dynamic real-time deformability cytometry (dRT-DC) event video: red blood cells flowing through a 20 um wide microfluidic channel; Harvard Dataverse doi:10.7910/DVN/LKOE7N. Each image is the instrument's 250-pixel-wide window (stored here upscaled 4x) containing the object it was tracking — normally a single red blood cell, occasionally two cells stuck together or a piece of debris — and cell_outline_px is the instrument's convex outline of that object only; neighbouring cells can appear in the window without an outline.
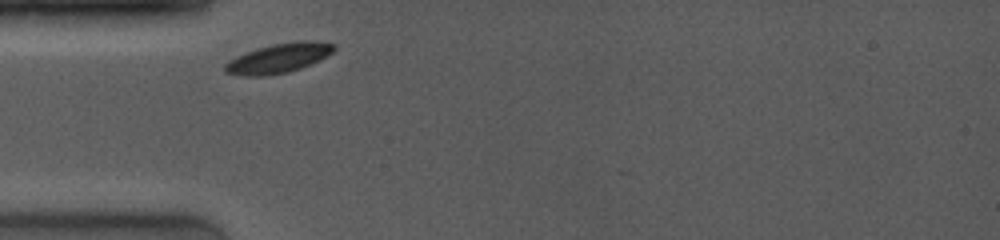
{"species": "common noctule bat (a hibernating species)", "species_latin": "Nyctalus noctula", "temperature_condition": "room temperature", "stored_images_in_passage": 8, "camera_frame_rate_fps": 4000, "um_per_image_px": 0.085, "animal": {"sex": "female", "body_mass_g": 19.0, "forearm_length_mm": 53.3}, "frame": {"image": 1, "passage_image": 1, "time_ms": 0.0, "image_size_px": [1000, 240], "cell_outline_px": [[336, 48], [332, 52], [300, 68], [288, 72], [264, 76], [248, 76], [224, 72], [224, 64], [228, 60], [236, 56], [256, 48], [272, 44], [300, 40], [316, 40], [336, 44]], "centroid_in_image_um": [23.65, 4.92], "position_along_channel_um": 61.3, "area_um2": 18.67}}
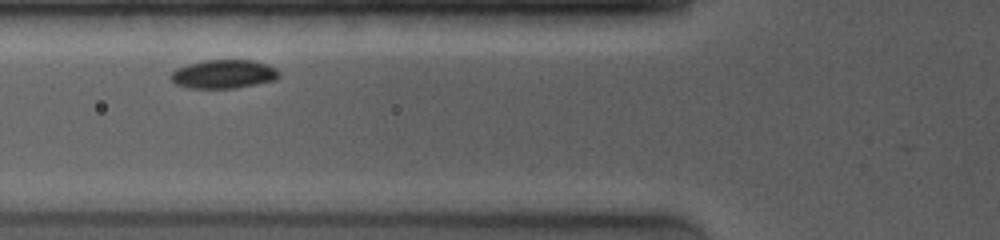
{"frame": {"image": 2, "passage_image": 3, "time_ms": 1.25, "image_size_px": [1000, 240], "cell_outline_px": [[280, 76], [276, 80], [236, 88], [188, 88], [176, 84], [168, 76], [176, 68], [188, 64], [204, 60], [252, 60], [268, 64], [276, 68], [280, 72]], "centroid_in_image_um": [19.02, 6.29], "position_along_channel_um": 106.8, "area_um2": 18.26}}
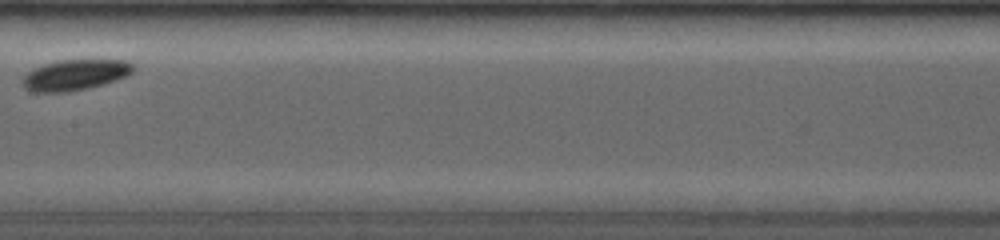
{"frame": {"image": 3, "passage_image": 7, "time_ms": 3.75, "image_size_px": [1000, 240], "cell_outline_px": [[136, 68], [132, 72], [116, 80], [104, 84], [88, 88], [64, 92], [32, 92], [24, 88], [20, 84], [20, 80], [32, 68], [44, 64], [60, 60], [128, 60], [136, 64]], "centroid_in_image_um": [6.36, 6.36], "position_along_channel_um": 201.0, "area_um2": 20.06}}